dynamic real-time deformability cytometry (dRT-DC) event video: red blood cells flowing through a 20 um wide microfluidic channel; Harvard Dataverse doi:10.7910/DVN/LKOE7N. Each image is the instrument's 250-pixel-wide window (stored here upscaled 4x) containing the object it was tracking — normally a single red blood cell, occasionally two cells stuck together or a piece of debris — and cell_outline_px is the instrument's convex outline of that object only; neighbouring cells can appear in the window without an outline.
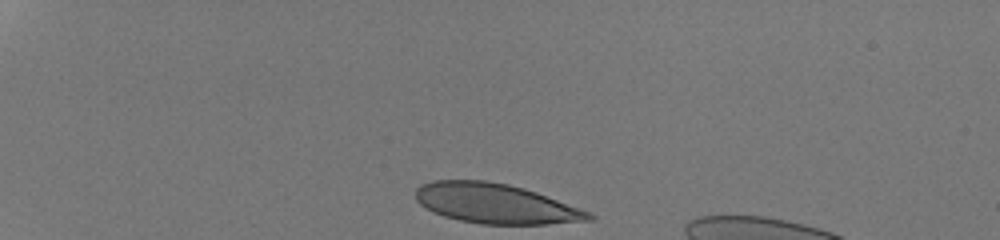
{"species": "human", "species_latin": "Homo sapiens", "temperature_condition": "room temperature", "stored_images_in_passage": 33, "camera_frame_rate_fps": 3000, "um_per_image_px": 0.085, "donor": {"sex": "male"}, "frame": {"image": 1, "passage_image": 1, "time_ms": 0.0, "image_size_px": [1000, 240], "cell_outline_px": [[596, 216], [592, 220], [548, 224], [480, 224], [460, 220], [444, 216], [432, 212], [420, 204], [416, 200], [416, 188], [420, 184], [432, 180], [484, 180], [508, 184], [524, 188], [536, 192], [588, 212]], "centroid_in_image_um": [42.06, 17.3], "position_along_channel_um": 42.9, "area_um2": 40.06}}
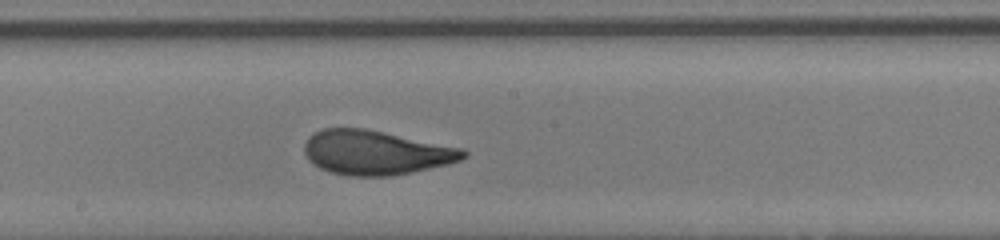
{"frame": {"image": 2, "passage_image": 19, "time_ms": 6.0, "image_size_px": [1000, 240], "cell_outline_px": [[468, 156], [460, 160], [448, 164], [412, 172], [392, 176], [348, 176], [328, 172], [312, 164], [308, 160], [304, 152], [304, 144], [308, 136], [324, 128], [364, 128], [464, 148], [468, 152]], "centroid_in_image_um": [31.94, 12.97], "position_along_channel_um": 216.3, "area_um2": 41.38}}
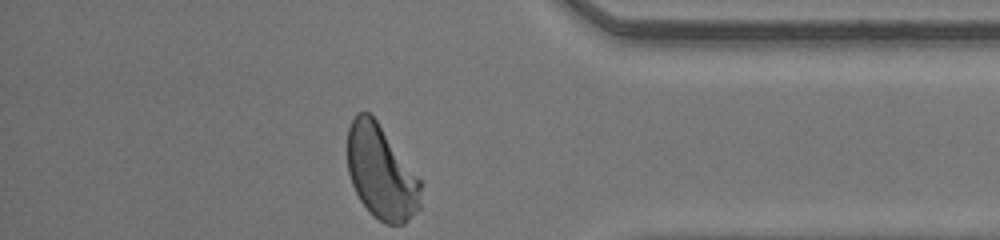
{"frame": {"image": 3, "passage_image": 33, "time_ms": 10.667, "image_size_px": [1000, 240], "cell_outline_px": [[420, 208], [404, 224], [384, 224], [360, 200], [352, 184], [348, 172], [348, 128], [356, 112], [368, 112], [376, 120], [420, 180]], "centroid_in_image_um": [32.38, 14.65], "position_along_channel_um": 402.8, "area_um2": 39.3}, "authors_computed_cell_mechanics": {"area_um2": 40.6912, "velocity_mm_per_s": 4.2403, "shape_relaxation_time_tau1_ms": 3.0424, "shape_relaxation_time_tau2_ms": null, "deformation_change_tau1": 0.1727, "deformation_change_tau2": null}}